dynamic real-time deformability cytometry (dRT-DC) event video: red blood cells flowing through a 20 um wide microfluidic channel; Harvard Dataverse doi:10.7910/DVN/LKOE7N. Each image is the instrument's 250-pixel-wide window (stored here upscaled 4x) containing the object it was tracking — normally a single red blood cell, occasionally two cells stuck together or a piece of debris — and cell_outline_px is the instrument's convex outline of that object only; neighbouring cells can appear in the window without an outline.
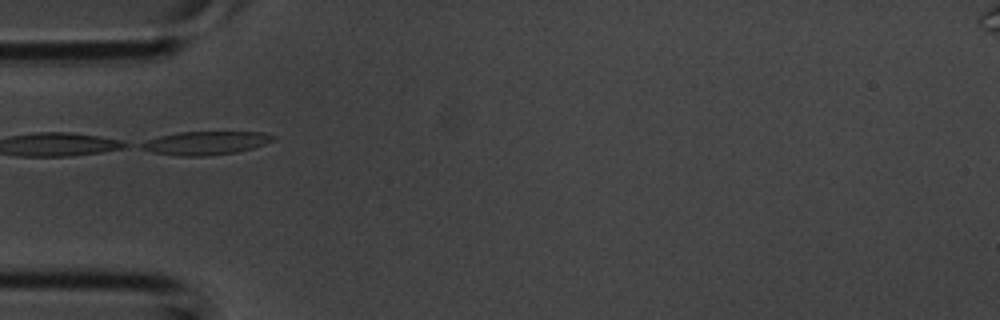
{"species": "common noctule bat (a hibernating species)", "species_latin": "Nyctalus noctula", "temperature_condition": "room temperature", "stored_images_in_passage": 27, "camera_frame_rate_fps": 3000, "um_per_image_px": 0.085, "animal": {"sex": "male", "body_mass_g": 20.1, "forearm_length_mm": 53.5}, "frame": {"image": 1, "passage_image": 1, "time_ms": 0.0, "image_size_px": [1000, 320], "cell_outline_px": [[276, 140], [252, 148], [236, 152], [208, 156], [176, 156], [152, 152], [140, 148], [140, 144], [148, 140], [160, 136], [180, 132], [264, 132], [276, 136]], "centroid_in_image_um": [17.51, 12.16], "position_along_channel_um": 67.5, "area_um2": 17.98}}